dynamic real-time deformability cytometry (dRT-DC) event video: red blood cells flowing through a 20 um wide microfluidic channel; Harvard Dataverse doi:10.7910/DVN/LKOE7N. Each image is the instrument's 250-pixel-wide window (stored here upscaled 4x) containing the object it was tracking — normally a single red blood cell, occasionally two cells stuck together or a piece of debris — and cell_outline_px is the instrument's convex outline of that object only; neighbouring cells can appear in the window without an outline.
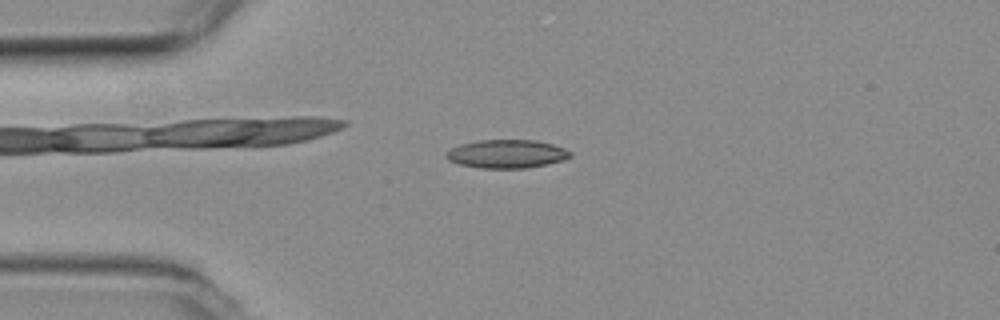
{"species": "common noctule bat (a hibernating species)", "species_latin": "Nyctalus noctula", "temperature_condition": "room temperature", "stored_images_in_passage": 50, "camera_frame_rate_fps": 3000, "um_per_image_px": 0.085, "animal": {"sex": "female", "body_mass_g": 19.3, "forearm_length_mm": 54.1}, "frame": {"image": 1, "passage_image": 10, "time_ms": 3.0, "image_size_px": [1000, 320], "cell_outline_px": [[572, 156], [564, 160], [548, 164], [528, 168], [480, 168], [460, 164], [448, 160], [444, 156], [444, 152], [460, 144], [480, 140], [536, 140], [552, 144], [564, 148], [572, 152]], "centroid_in_image_um": [43.08, 13.08], "position_along_channel_um": 41.9, "area_um2": 20.69}}
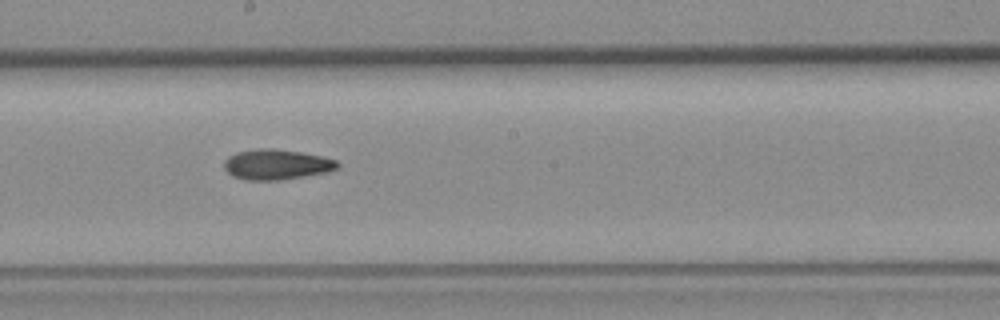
{"frame": {"image": 2, "passage_image": 26, "time_ms": 8.333, "image_size_px": [1000, 320], "cell_outline_px": [[340, 164], [336, 168], [328, 172], [280, 180], [244, 180], [232, 176], [224, 168], [224, 160], [228, 156], [236, 152], [260, 148], [272, 148], [300, 152], [320, 156], [336, 160]], "centroid_in_image_um": [23.47, 13.98], "position_along_channel_um": 224.7, "area_um2": 20.0}}
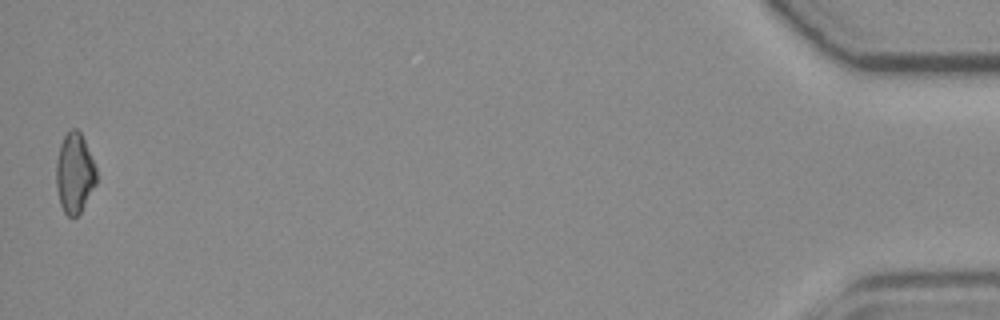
{"frame": {"image": 3, "passage_image": 50, "time_ms": 16.333, "image_size_px": [1000, 320], "cell_outline_px": [[96, 184], [80, 212], [76, 216], [68, 216], [64, 212], [60, 204], [56, 188], [56, 160], [60, 144], [64, 136], [72, 128], [76, 128], [80, 132], [84, 140], [96, 168]], "centroid_in_image_um": [6.32, 14.71], "position_along_channel_um": 428.9, "area_um2": 18.61}, "authors_computed_cell_mechanics": {"area_um2": 19.4208, "velocity_mm_per_s": 3.8274, "shape_relaxation_time_tau1_ms": null, "shape_relaxation_time_tau2_ms": 6.0678, "deformation_change_tau1": null, "deformation_change_tau2": 0.1418}}